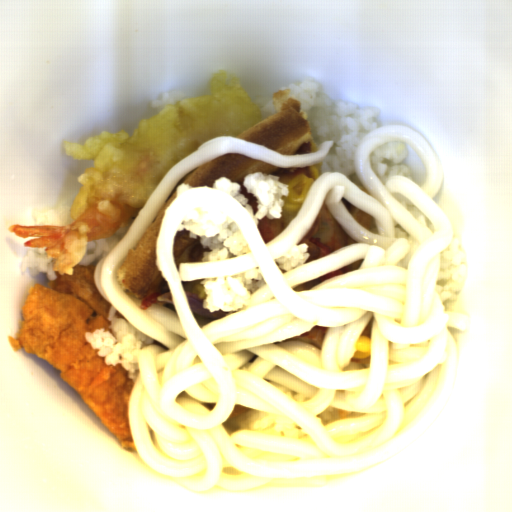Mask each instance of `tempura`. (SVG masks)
<instances>
[{
    "mask_svg": "<svg viewBox=\"0 0 512 512\" xmlns=\"http://www.w3.org/2000/svg\"><path fill=\"white\" fill-rule=\"evenodd\" d=\"M212 93L166 104L128 131L101 130L82 144L63 142L65 155L93 160L77 175L82 186L70 208L67 225H22L11 232L26 239L24 248L44 249L55 260L51 269L73 276L88 241L112 238L131 228L147 200L170 170L199 146L217 136H238L263 121L259 106L235 75L224 68L209 80Z\"/></svg>",
    "mask_w": 512,
    "mask_h": 512,
    "instance_id": "tempura-1",
    "label": "tempura"
}]
</instances>
